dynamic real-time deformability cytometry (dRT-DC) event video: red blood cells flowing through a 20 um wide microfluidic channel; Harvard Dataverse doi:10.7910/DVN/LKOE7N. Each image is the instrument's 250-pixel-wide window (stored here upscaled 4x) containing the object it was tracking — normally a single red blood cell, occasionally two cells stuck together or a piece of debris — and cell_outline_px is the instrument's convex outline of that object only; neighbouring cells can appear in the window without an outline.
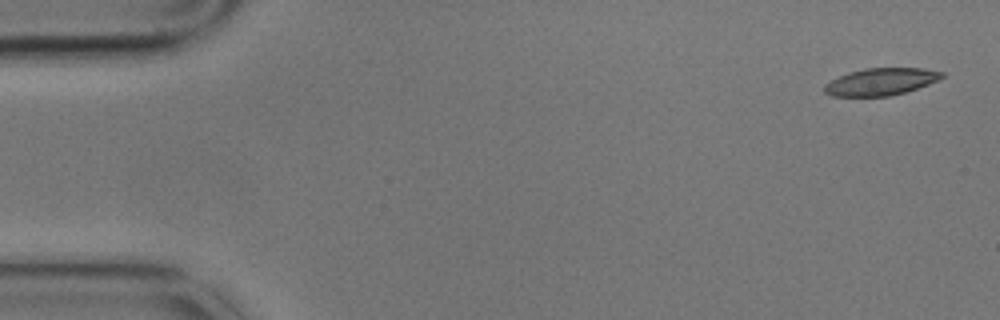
{"species": "common noctule bat (a hibernating species)", "species_latin": "Nyctalus noctula", "temperature_condition": "cold", "stored_images_in_passage": 4, "camera_frame_rate_fps": 3000, "um_per_image_px": 0.085, "animal": {"sex": "male", "body_mass_g": 17.9}, "frame": {"image": 1, "passage_image": 1, "time_ms": 0.0, "image_size_px": [1000, 320], "cell_outline_px": [[944, 76], [940, 80], [904, 92], [888, 96], [832, 96], [824, 92], [824, 84], [848, 72], [864, 68], [924, 68], [944, 72]], "centroid_in_image_um": [74.88, 6.93], "position_along_channel_um": 10.1, "area_um2": 18.55}}
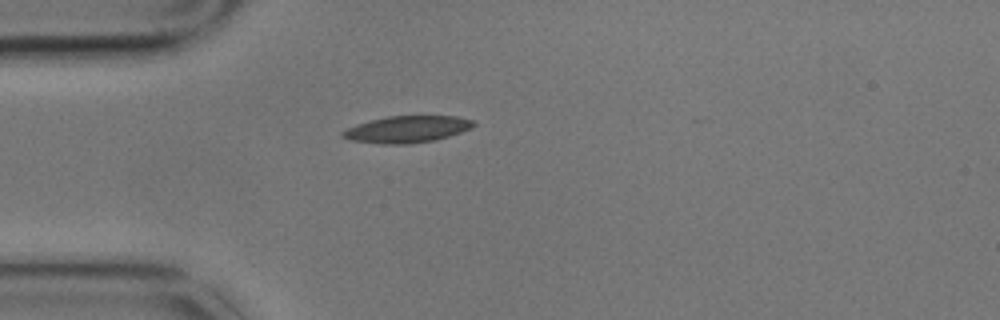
{"frame": {"image": 2, "passage_image": 4, "time_ms": 1.0, "image_size_px": [1000, 320], "cell_outline_px": [[476, 124], [472, 128], [436, 140], [408, 144], [384, 144], [352, 140], [340, 136], [340, 132], [356, 124], [388, 116], [456, 116], [472, 120]], "centroid_in_image_um": [34.6, 10.99], "position_along_channel_um": 50.4, "area_um2": 20.29}}